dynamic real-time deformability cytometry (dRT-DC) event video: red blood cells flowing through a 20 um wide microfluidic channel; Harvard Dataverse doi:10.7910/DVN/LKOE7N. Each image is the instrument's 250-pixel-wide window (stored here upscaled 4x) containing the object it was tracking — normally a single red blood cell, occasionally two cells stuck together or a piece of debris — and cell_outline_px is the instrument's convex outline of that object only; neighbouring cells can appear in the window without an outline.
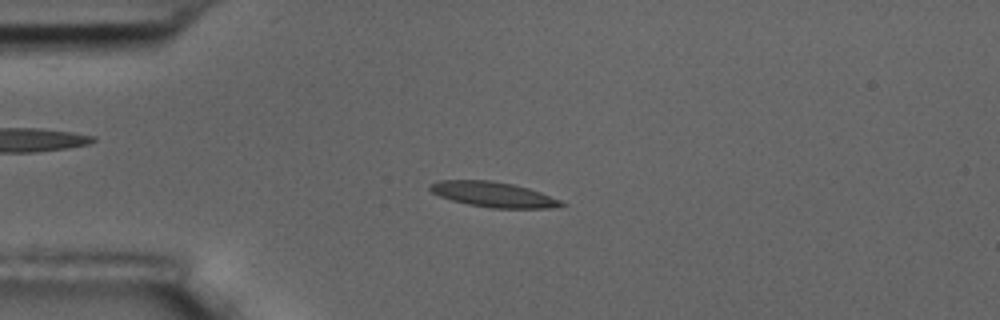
{"species": "common noctule bat (a hibernating species)", "species_latin": "Nyctalus noctula", "temperature_condition": "room temperature", "stored_images_in_passage": 7, "camera_frame_rate_fps": 3000, "um_per_image_px": 0.085, "animal": {"sex": "male", "body_mass_g": 17.5, "forearm_length_mm": 52.3}, "frame": {"image": 1, "passage_image": 4, "time_ms": 3.667, "image_size_px": [1000, 320], "cell_outline_px": [[568, 204], [556, 208], [492, 208], [468, 204], [452, 200], [440, 196], [432, 192], [428, 188], [428, 184], [440, 180], [488, 180], [512, 184], [528, 188], [540, 192], [560, 200]], "centroid_in_image_um": [41.93, 16.53], "position_along_channel_um": 43.1, "area_um2": 19.25}}